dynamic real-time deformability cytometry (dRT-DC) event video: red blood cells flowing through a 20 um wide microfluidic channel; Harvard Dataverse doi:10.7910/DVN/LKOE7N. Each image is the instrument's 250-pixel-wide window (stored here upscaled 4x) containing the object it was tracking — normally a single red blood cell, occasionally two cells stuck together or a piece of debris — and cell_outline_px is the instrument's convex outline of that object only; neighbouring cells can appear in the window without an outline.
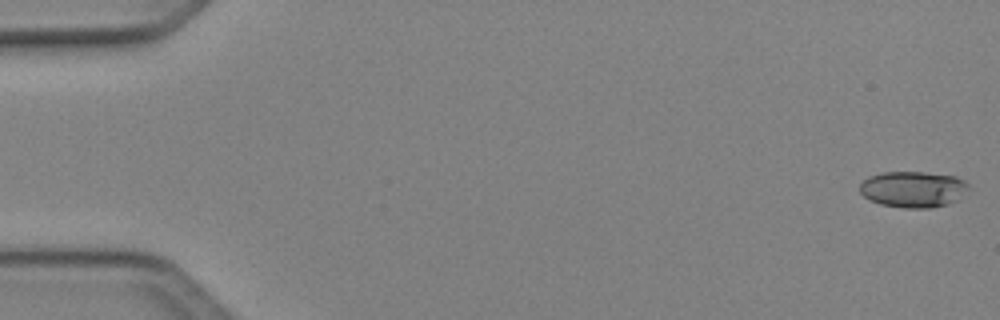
{"species": "Egyptian fruit bat (a non-hibernating species)", "species_latin": "Rousettus aegyptiacus", "temperature_condition": "cold", "stored_images_in_passage": 6, "camera_frame_rate_fps": 3000, "um_per_image_px": 0.085, "animal": {"sex": "female"}, "frame": {"image": 1, "passage_image": 1, "time_ms": 0.0, "image_size_px": [1000, 320], "cell_outline_px": [[968, 188], [960, 200], [948, 204], [932, 208], [904, 208], [880, 204], [864, 196], [860, 192], [860, 184], [868, 176], [884, 172], [924, 172], [956, 176], [964, 180], [968, 184]], "centroid_in_image_um": [77.65, 16.09], "position_along_channel_um": 7.4, "area_um2": 23.06}}